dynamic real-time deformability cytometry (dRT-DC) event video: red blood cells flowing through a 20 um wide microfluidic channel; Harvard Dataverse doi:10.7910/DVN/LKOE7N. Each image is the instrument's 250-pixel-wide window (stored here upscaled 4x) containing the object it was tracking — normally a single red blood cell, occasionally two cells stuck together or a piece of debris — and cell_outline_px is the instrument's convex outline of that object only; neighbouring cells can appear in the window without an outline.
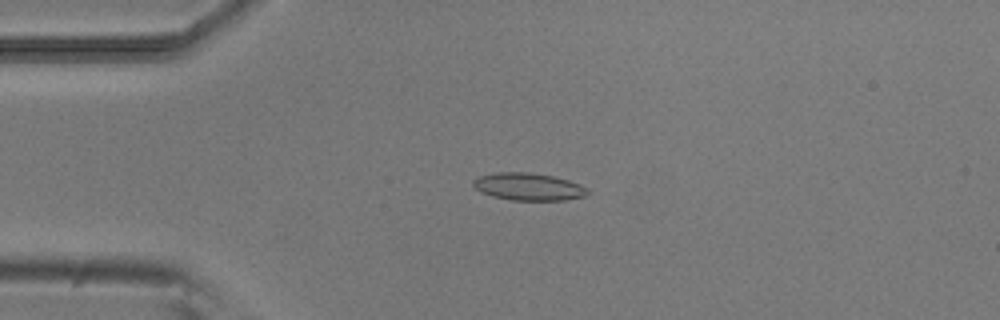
{"species": "common noctule bat (a hibernating species)", "species_latin": "Nyctalus noctula", "temperature_condition": "room temperature", "stored_images_in_passage": 51, "camera_frame_rate_fps": 3000, "um_per_image_px": 0.085, "animal": {"sex": "male", "body_mass_g": 20.5, "forearm_length_mm": 52.5}, "frame": {"image": 1, "passage_image": 11, "time_ms": 3.333, "image_size_px": [1000, 320], "cell_outline_px": [[588, 192], [584, 196], [564, 200], [512, 200], [492, 196], [480, 192], [472, 184], [472, 180], [480, 176], [496, 172], [528, 172], [552, 176], [568, 180], [580, 184], [588, 188]], "centroid_in_image_um": [44.9, 15.86], "position_along_channel_um": 40.1, "area_um2": 18.21}}
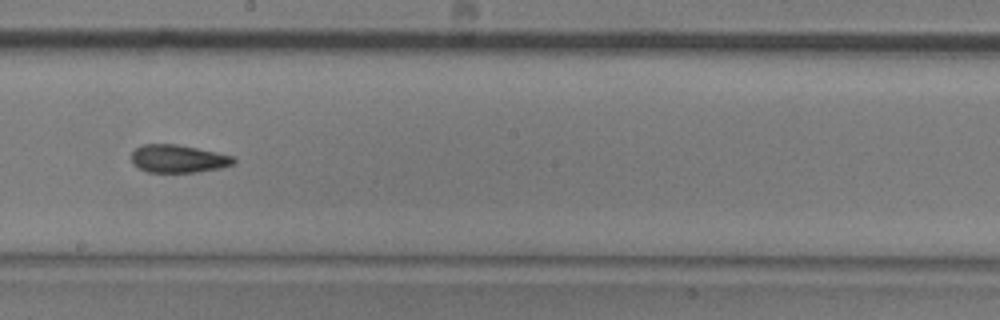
{"frame": {"image": 2, "passage_image": 28, "time_ms": 9.0, "image_size_px": [1000, 320], "cell_outline_px": [[236, 160], [232, 164], [220, 168], [196, 172], [148, 172], [132, 164], [132, 152], [136, 148], [144, 144], [176, 144], [216, 152], [232, 156]], "centroid_in_image_um": [15.12, 13.49], "position_along_channel_um": 233.1, "area_um2": 16.42}}
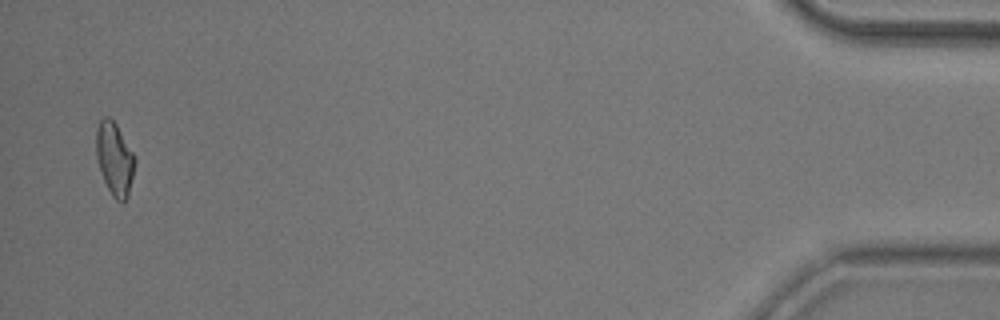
{"frame": {"image": 3, "passage_image": 50, "time_ms": 16.333, "image_size_px": [1000, 320], "cell_outline_px": [[136, 160], [128, 196], [124, 204], [116, 200], [112, 196], [104, 180], [96, 156], [96, 128], [100, 120], [104, 116], [108, 116], [116, 124], [132, 152]], "centroid_in_image_um": [9.73, 13.51], "position_along_channel_um": 425.5, "area_um2": 16.3}, "authors_computed_cell_mechanics": {"area_um2": 16.9932, "velocity_mm_per_s": 3.8331, "shape_relaxation_time_tau1_ms": 11.2289, "shape_relaxation_time_tau2_ms": 2.9191, "deformation_change_tau1": 0.2191, "deformation_change_tau2": 0.1053}}